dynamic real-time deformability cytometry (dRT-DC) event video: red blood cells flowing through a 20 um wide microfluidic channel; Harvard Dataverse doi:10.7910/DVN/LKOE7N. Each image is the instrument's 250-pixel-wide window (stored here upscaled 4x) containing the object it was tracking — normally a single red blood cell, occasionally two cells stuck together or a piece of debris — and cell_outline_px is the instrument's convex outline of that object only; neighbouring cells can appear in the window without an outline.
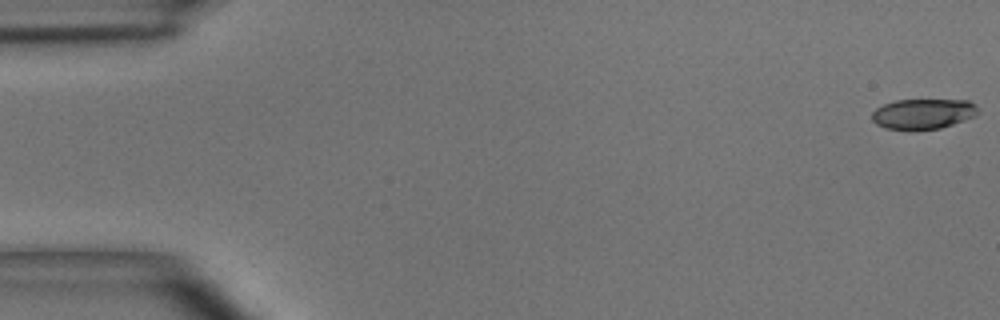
{"species": "common noctule bat (a hibernating species)", "species_latin": "Nyctalus noctula", "temperature_condition": "room temperature", "stored_images_in_passage": 51, "camera_frame_rate_fps": 3000, "um_per_image_px": 0.085, "animal": {"sex": "male", "body_mass_g": 15.6}, "frame": {"image": 1, "passage_image": 1, "time_ms": 0.0, "image_size_px": [1000, 320], "cell_outline_px": [[980, 112], [976, 116], [940, 128], [884, 128], [876, 124], [872, 120], [872, 112], [876, 108], [884, 104], [896, 100], [968, 100], [976, 104], [980, 108]], "centroid_in_image_um": [78.51, 9.64], "position_along_channel_um": 6.5, "area_um2": 18.5}}
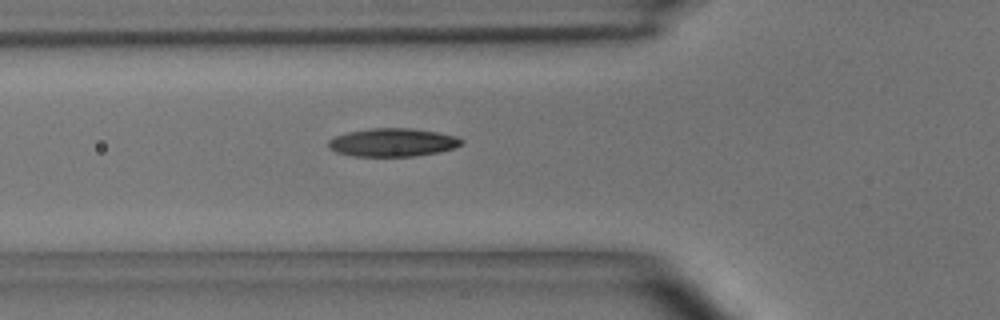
{"frame": {"image": 2, "passage_image": 18, "time_ms": 5.667, "image_size_px": [1000, 320], "cell_outline_px": [[464, 140], [460, 144], [452, 148], [436, 152], [412, 156], [352, 156], [336, 152], [328, 148], [328, 140], [336, 136], [348, 132], [372, 128], [412, 128], [436, 132], [456, 136]], "centroid_in_image_um": [33.33, 12.1], "position_along_channel_um": 92.5, "area_um2": 21.68}}
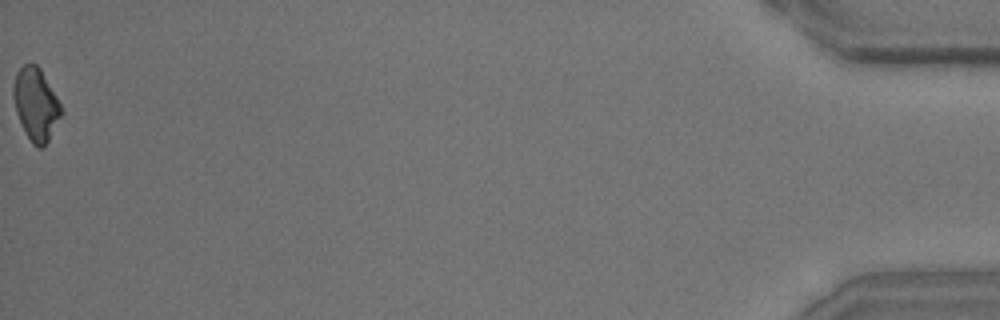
{"frame": {"image": 3, "passage_image": 51, "time_ms": 16.667, "image_size_px": [1000, 320], "cell_outline_px": [[64, 112], [48, 140], [40, 148], [36, 148], [32, 144], [16, 112], [12, 96], [12, 88], [16, 72], [24, 64], [36, 64], [40, 68], [56, 96]], "centroid_in_image_um": [3.04, 8.85], "position_along_channel_um": 432.2, "area_um2": 20.0}, "authors_computed_cell_mechanics": {"area_um2": 20.8658, "velocity_mm_per_s": 3.9609, "shape_relaxation_time_tau1_ms": 5.2864, "shape_relaxation_time_tau2_ms": 3.434, "deformation_change_tau1": 0.1549, "deformation_change_tau2": 0.1035}}